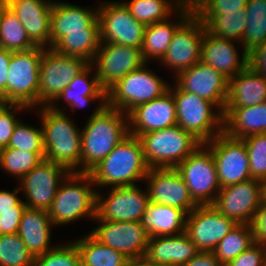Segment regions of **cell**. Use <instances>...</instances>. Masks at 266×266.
I'll list each match as a JSON object with an SVG mask.
<instances>
[{
    "instance_id": "obj_41",
    "label": "cell",
    "mask_w": 266,
    "mask_h": 266,
    "mask_svg": "<svg viewBox=\"0 0 266 266\" xmlns=\"http://www.w3.org/2000/svg\"><path fill=\"white\" fill-rule=\"evenodd\" d=\"M35 259L18 233L0 235V266H35Z\"/></svg>"
},
{
    "instance_id": "obj_8",
    "label": "cell",
    "mask_w": 266,
    "mask_h": 266,
    "mask_svg": "<svg viewBox=\"0 0 266 266\" xmlns=\"http://www.w3.org/2000/svg\"><path fill=\"white\" fill-rule=\"evenodd\" d=\"M43 47L12 51L6 81V104H22L38 108L39 67Z\"/></svg>"
},
{
    "instance_id": "obj_53",
    "label": "cell",
    "mask_w": 266,
    "mask_h": 266,
    "mask_svg": "<svg viewBox=\"0 0 266 266\" xmlns=\"http://www.w3.org/2000/svg\"><path fill=\"white\" fill-rule=\"evenodd\" d=\"M181 266H224L213 252L199 251L186 264Z\"/></svg>"
},
{
    "instance_id": "obj_51",
    "label": "cell",
    "mask_w": 266,
    "mask_h": 266,
    "mask_svg": "<svg viewBox=\"0 0 266 266\" xmlns=\"http://www.w3.org/2000/svg\"><path fill=\"white\" fill-rule=\"evenodd\" d=\"M24 211L0 212V235L18 233Z\"/></svg>"
},
{
    "instance_id": "obj_36",
    "label": "cell",
    "mask_w": 266,
    "mask_h": 266,
    "mask_svg": "<svg viewBox=\"0 0 266 266\" xmlns=\"http://www.w3.org/2000/svg\"><path fill=\"white\" fill-rule=\"evenodd\" d=\"M205 25L208 34L222 39L239 42L243 38L247 19L245 14L220 13V14H195Z\"/></svg>"
},
{
    "instance_id": "obj_5",
    "label": "cell",
    "mask_w": 266,
    "mask_h": 266,
    "mask_svg": "<svg viewBox=\"0 0 266 266\" xmlns=\"http://www.w3.org/2000/svg\"><path fill=\"white\" fill-rule=\"evenodd\" d=\"M169 86L176 102L177 125L202 144L223 132V113L210 101L181 90L175 82ZM218 110V111H217Z\"/></svg>"
},
{
    "instance_id": "obj_32",
    "label": "cell",
    "mask_w": 266,
    "mask_h": 266,
    "mask_svg": "<svg viewBox=\"0 0 266 266\" xmlns=\"http://www.w3.org/2000/svg\"><path fill=\"white\" fill-rule=\"evenodd\" d=\"M187 213L179 208L148 202L141 225L149 237L173 236L185 232Z\"/></svg>"
},
{
    "instance_id": "obj_39",
    "label": "cell",
    "mask_w": 266,
    "mask_h": 266,
    "mask_svg": "<svg viewBox=\"0 0 266 266\" xmlns=\"http://www.w3.org/2000/svg\"><path fill=\"white\" fill-rule=\"evenodd\" d=\"M45 159V152H30L4 147L0 150V170L19 181Z\"/></svg>"
},
{
    "instance_id": "obj_42",
    "label": "cell",
    "mask_w": 266,
    "mask_h": 266,
    "mask_svg": "<svg viewBox=\"0 0 266 266\" xmlns=\"http://www.w3.org/2000/svg\"><path fill=\"white\" fill-rule=\"evenodd\" d=\"M35 266H81L75 242L57 244L44 254L36 256Z\"/></svg>"
},
{
    "instance_id": "obj_1",
    "label": "cell",
    "mask_w": 266,
    "mask_h": 266,
    "mask_svg": "<svg viewBox=\"0 0 266 266\" xmlns=\"http://www.w3.org/2000/svg\"><path fill=\"white\" fill-rule=\"evenodd\" d=\"M128 134V114L98 103L81 128V172L89 173Z\"/></svg>"
},
{
    "instance_id": "obj_33",
    "label": "cell",
    "mask_w": 266,
    "mask_h": 266,
    "mask_svg": "<svg viewBox=\"0 0 266 266\" xmlns=\"http://www.w3.org/2000/svg\"><path fill=\"white\" fill-rule=\"evenodd\" d=\"M100 44V23L97 19L86 28V31L69 32L64 35L52 48L58 53L84 58L92 63Z\"/></svg>"
},
{
    "instance_id": "obj_11",
    "label": "cell",
    "mask_w": 266,
    "mask_h": 266,
    "mask_svg": "<svg viewBox=\"0 0 266 266\" xmlns=\"http://www.w3.org/2000/svg\"><path fill=\"white\" fill-rule=\"evenodd\" d=\"M99 4V5H98ZM101 43L142 48L145 25L138 22L122 1H99Z\"/></svg>"
},
{
    "instance_id": "obj_3",
    "label": "cell",
    "mask_w": 266,
    "mask_h": 266,
    "mask_svg": "<svg viewBox=\"0 0 266 266\" xmlns=\"http://www.w3.org/2000/svg\"><path fill=\"white\" fill-rule=\"evenodd\" d=\"M148 170L140 139L129 133L89 173L97 188H112L144 182Z\"/></svg>"
},
{
    "instance_id": "obj_48",
    "label": "cell",
    "mask_w": 266,
    "mask_h": 266,
    "mask_svg": "<svg viewBox=\"0 0 266 266\" xmlns=\"http://www.w3.org/2000/svg\"><path fill=\"white\" fill-rule=\"evenodd\" d=\"M21 192L19 187H15L13 191L0 189V212L6 211H24L26 205L19 197Z\"/></svg>"
},
{
    "instance_id": "obj_40",
    "label": "cell",
    "mask_w": 266,
    "mask_h": 266,
    "mask_svg": "<svg viewBox=\"0 0 266 266\" xmlns=\"http://www.w3.org/2000/svg\"><path fill=\"white\" fill-rule=\"evenodd\" d=\"M254 244V236L250 224H237L219 242L213 251L216 258L225 265Z\"/></svg>"
},
{
    "instance_id": "obj_22",
    "label": "cell",
    "mask_w": 266,
    "mask_h": 266,
    "mask_svg": "<svg viewBox=\"0 0 266 266\" xmlns=\"http://www.w3.org/2000/svg\"><path fill=\"white\" fill-rule=\"evenodd\" d=\"M129 133L135 136L177 125L176 102L168 90L162 96L137 105L128 113Z\"/></svg>"
},
{
    "instance_id": "obj_44",
    "label": "cell",
    "mask_w": 266,
    "mask_h": 266,
    "mask_svg": "<svg viewBox=\"0 0 266 266\" xmlns=\"http://www.w3.org/2000/svg\"><path fill=\"white\" fill-rule=\"evenodd\" d=\"M31 126L19 121L7 147L30 152H45L43 146V130L39 126Z\"/></svg>"
},
{
    "instance_id": "obj_43",
    "label": "cell",
    "mask_w": 266,
    "mask_h": 266,
    "mask_svg": "<svg viewBox=\"0 0 266 266\" xmlns=\"http://www.w3.org/2000/svg\"><path fill=\"white\" fill-rule=\"evenodd\" d=\"M242 140L248 153L251 178L266 180V133L254 134Z\"/></svg>"
},
{
    "instance_id": "obj_46",
    "label": "cell",
    "mask_w": 266,
    "mask_h": 266,
    "mask_svg": "<svg viewBox=\"0 0 266 266\" xmlns=\"http://www.w3.org/2000/svg\"><path fill=\"white\" fill-rule=\"evenodd\" d=\"M24 110L32 111L22 104L0 103V150L8 146L12 133L20 121L17 113L23 112Z\"/></svg>"
},
{
    "instance_id": "obj_21",
    "label": "cell",
    "mask_w": 266,
    "mask_h": 266,
    "mask_svg": "<svg viewBox=\"0 0 266 266\" xmlns=\"http://www.w3.org/2000/svg\"><path fill=\"white\" fill-rule=\"evenodd\" d=\"M173 80L183 91L212 102L222 113L228 93V78L201 61L180 72Z\"/></svg>"
},
{
    "instance_id": "obj_9",
    "label": "cell",
    "mask_w": 266,
    "mask_h": 266,
    "mask_svg": "<svg viewBox=\"0 0 266 266\" xmlns=\"http://www.w3.org/2000/svg\"><path fill=\"white\" fill-rule=\"evenodd\" d=\"M89 64L84 58L44 48L39 67L38 107L49 106Z\"/></svg>"
},
{
    "instance_id": "obj_16",
    "label": "cell",
    "mask_w": 266,
    "mask_h": 266,
    "mask_svg": "<svg viewBox=\"0 0 266 266\" xmlns=\"http://www.w3.org/2000/svg\"><path fill=\"white\" fill-rule=\"evenodd\" d=\"M237 223L221 214L213 204L198 205L187 214L185 233L198 251L213 252Z\"/></svg>"
},
{
    "instance_id": "obj_25",
    "label": "cell",
    "mask_w": 266,
    "mask_h": 266,
    "mask_svg": "<svg viewBox=\"0 0 266 266\" xmlns=\"http://www.w3.org/2000/svg\"><path fill=\"white\" fill-rule=\"evenodd\" d=\"M61 100L69 110L71 109V112L76 111V108H85L90 102L91 104L97 101L107 103V92L101 87L96 70L91 63L82 72L74 76L68 87L49 106L53 110L62 111L63 106L60 107V103H58Z\"/></svg>"
},
{
    "instance_id": "obj_15",
    "label": "cell",
    "mask_w": 266,
    "mask_h": 266,
    "mask_svg": "<svg viewBox=\"0 0 266 266\" xmlns=\"http://www.w3.org/2000/svg\"><path fill=\"white\" fill-rule=\"evenodd\" d=\"M68 173L64 166L44 159L18 181L19 189L25 195V205L31 209L48 211L60 183Z\"/></svg>"
},
{
    "instance_id": "obj_49",
    "label": "cell",
    "mask_w": 266,
    "mask_h": 266,
    "mask_svg": "<svg viewBox=\"0 0 266 266\" xmlns=\"http://www.w3.org/2000/svg\"><path fill=\"white\" fill-rule=\"evenodd\" d=\"M251 227L254 236V243L266 245V204L263 202L255 212Z\"/></svg>"
},
{
    "instance_id": "obj_28",
    "label": "cell",
    "mask_w": 266,
    "mask_h": 266,
    "mask_svg": "<svg viewBox=\"0 0 266 266\" xmlns=\"http://www.w3.org/2000/svg\"><path fill=\"white\" fill-rule=\"evenodd\" d=\"M193 13V7L188 0L175 14L174 19L156 22L145 27L143 43H142V57L145 62L158 60L160 61L164 54L168 51V47L172 41L176 29ZM176 15V16H175Z\"/></svg>"
},
{
    "instance_id": "obj_31",
    "label": "cell",
    "mask_w": 266,
    "mask_h": 266,
    "mask_svg": "<svg viewBox=\"0 0 266 266\" xmlns=\"http://www.w3.org/2000/svg\"><path fill=\"white\" fill-rule=\"evenodd\" d=\"M223 132L237 139L266 133V101L250 107L225 108Z\"/></svg>"
},
{
    "instance_id": "obj_18",
    "label": "cell",
    "mask_w": 266,
    "mask_h": 266,
    "mask_svg": "<svg viewBox=\"0 0 266 266\" xmlns=\"http://www.w3.org/2000/svg\"><path fill=\"white\" fill-rule=\"evenodd\" d=\"M144 63L141 49L117 43H101L91 64L101 87L107 92L122 77Z\"/></svg>"
},
{
    "instance_id": "obj_2",
    "label": "cell",
    "mask_w": 266,
    "mask_h": 266,
    "mask_svg": "<svg viewBox=\"0 0 266 266\" xmlns=\"http://www.w3.org/2000/svg\"><path fill=\"white\" fill-rule=\"evenodd\" d=\"M43 130L45 159L64 166L69 172H81V129L64 110L50 106L35 108Z\"/></svg>"
},
{
    "instance_id": "obj_54",
    "label": "cell",
    "mask_w": 266,
    "mask_h": 266,
    "mask_svg": "<svg viewBox=\"0 0 266 266\" xmlns=\"http://www.w3.org/2000/svg\"><path fill=\"white\" fill-rule=\"evenodd\" d=\"M124 266H155L150 263L145 257L128 259Z\"/></svg>"
},
{
    "instance_id": "obj_23",
    "label": "cell",
    "mask_w": 266,
    "mask_h": 266,
    "mask_svg": "<svg viewBox=\"0 0 266 266\" xmlns=\"http://www.w3.org/2000/svg\"><path fill=\"white\" fill-rule=\"evenodd\" d=\"M238 43L214 37L205 31L201 45V62L211 66L228 79L235 77L248 66V54L241 45L239 48Z\"/></svg>"
},
{
    "instance_id": "obj_24",
    "label": "cell",
    "mask_w": 266,
    "mask_h": 266,
    "mask_svg": "<svg viewBox=\"0 0 266 266\" xmlns=\"http://www.w3.org/2000/svg\"><path fill=\"white\" fill-rule=\"evenodd\" d=\"M53 0H7V8L17 16L30 40L38 47L50 48Z\"/></svg>"
},
{
    "instance_id": "obj_29",
    "label": "cell",
    "mask_w": 266,
    "mask_h": 266,
    "mask_svg": "<svg viewBox=\"0 0 266 266\" xmlns=\"http://www.w3.org/2000/svg\"><path fill=\"white\" fill-rule=\"evenodd\" d=\"M53 225L48 211L26 207L22 215L18 235L35 256L44 254L56 245H52Z\"/></svg>"
},
{
    "instance_id": "obj_7",
    "label": "cell",
    "mask_w": 266,
    "mask_h": 266,
    "mask_svg": "<svg viewBox=\"0 0 266 266\" xmlns=\"http://www.w3.org/2000/svg\"><path fill=\"white\" fill-rule=\"evenodd\" d=\"M144 63L122 77L107 91V105L128 114L137 105L150 102L169 90L170 84ZM148 67V68H147Z\"/></svg>"
},
{
    "instance_id": "obj_4",
    "label": "cell",
    "mask_w": 266,
    "mask_h": 266,
    "mask_svg": "<svg viewBox=\"0 0 266 266\" xmlns=\"http://www.w3.org/2000/svg\"><path fill=\"white\" fill-rule=\"evenodd\" d=\"M90 173L69 172L60 183L48 214L55 228L96 217L97 189ZM95 189V190H94Z\"/></svg>"
},
{
    "instance_id": "obj_34",
    "label": "cell",
    "mask_w": 266,
    "mask_h": 266,
    "mask_svg": "<svg viewBox=\"0 0 266 266\" xmlns=\"http://www.w3.org/2000/svg\"><path fill=\"white\" fill-rule=\"evenodd\" d=\"M74 242L80 254L81 266H124L128 260L124 254L102 244L90 233Z\"/></svg>"
},
{
    "instance_id": "obj_45",
    "label": "cell",
    "mask_w": 266,
    "mask_h": 266,
    "mask_svg": "<svg viewBox=\"0 0 266 266\" xmlns=\"http://www.w3.org/2000/svg\"><path fill=\"white\" fill-rule=\"evenodd\" d=\"M194 14H220L238 13L245 14L248 0H189Z\"/></svg>"
},
{
    "instance_id": "obj_30",
    "label": "cell",
    "mask_w": 266,
    "mask_h": 266,
    "mask_svg": "<svg viewBox=\"0 0 266 266\" xmlns=\"http://www.w3.org/2000/svg\"><path fill=\"white\" fill-rule=\"evenodd\" d=\"M266 101V79L248 66L228 79L225 108L250 107Z\"/></svg>"
},
{
    "instance_id": "obj_12",
    "label": "cell",
    "mask_w": 266,
    "mask_h": 266,
    "mask_svg": "<svg viewBox=\"0 0 266 266\" xmlns=\"http://www.w3.org/2000/svg\"><path fill=\"white\" fill-rule=\"evenodd\" d=\"M204 23L192 13L174 32L168 51L160 61L162 67L173 70L174 78L201 61Z\"/></svg>"
},
{
    "instance_id": "obj_56",
    "label": "cell",
    "mask_w": 266,
    "mask_h": 266,
    "mask_svg": "<svg viewBox=\"0 0 266 266\" xmlns=\"http://www.w3.org/2000/svg\"><path fill=\"white\" fill-rule=\"evenodd\" d=\"M7 7V1L6 0H0V15L2 11Z\"/></svg>"
},
{
    "instance_id": "obj_13",
    "label": "cell",
    "mask_w": 266,
    "mask_h": 266,
    "mask_svg": "<svg viewBox=\"0 0 266 266\" xmlns=\"http://www.w3.org/2000/svg\"><path fill=\"white\" fill-rule=\"evenodd\" d=\"M204 145L214 157L221 188L252 179L248 153L242 139L222 132Z\"/></svg>"
},
{
    "instance_id": "obj_35",
    "label": "cell",
    "mask_w": 266,
    "mask_h": 266,
    "mask_svg": "<svg viewBox=\"0 0 266 266\" xmlns=\"http://www.w3.org/2000/svg\"><path fill=\"white\" fill-rule=\"evenodd\" d=\"M187 1L188 0H122L133 17L145 26L167 20Z\"/></svg>"
},
{
    "instance_id": "obj_17",
    "label": "cell",
    "mask_w": 266,
    "mask_h": 266,
    "mask_svg": "<svg viewBox=\"0 0 266 266\" xmlns=\"http://www.w3.org/2000/svg\"><path fill=\"white\" fill-rule=\"evenodd\" d=\"M93 221L98 226L89 233L99 242L121 252L128 259L144 257L149 236L141 222L101 220L97 216Z\"/></svg>"
},
{
    "instance_id": "obj_6",
    "label": "cell",
    "mask_w": 266,
    "mask_h": 266,
    "mask_svg": "<svg viewBox=\"0 0 266 266\" xmlns=\"http://www.w3.org/2000/svg\"><path fill=\"white\" fill-rule=\"evenodd\" d=\"M149 168H176L202 143L179 125L138 137Z\"/></svg>"
},
{
    "instance_id": "obj_27",
    "label": "cell",
    "mask_w": 266,
    "mask_h": 266,
    "mask_svg": "<svg viewBox=\"0 0 266 266\" xmlns=\"http://www.w3.org/2000/svg\"><path fill=\"white\" fill-rule=\"evenodd\" d=\"M98 19V7L54 0L51 9L50 48L69 32L86 31Z\"/></svg>"
},
{
    "instance_id": "obj_14",
    "label": "cell",
    "mask_w": 266,
    "mask_h": 266,
    "mask_svg": "<svg viewBox=\"0 0 266 266\" xmlns=\"http://www.w3.org/2000/svg\"><path fill=\"white\" fill-rule=\"evenodd\" d=\"M110 189L106 198L97 190L96 216L101 220L140 222L149 202L147 189L137 184Z\"/></svg>"
},
{
    "instance_id": "obj_10",
    "label": "cell",
    "mask_w": 266,
    "mask_h": 266,
    "mask_svg": "<svg viewBox=\"0 0 266 266\" xmlns=\"http://www.w3.org/2000/svg\"><path fill=\"white\" fill-rule=\"evenodd\" d=\"M176 169L189 188L192 199L198 205L214 203L221 187L214 157L204 144H201Z\"/></svg>"
},
{
    "instance_id": "obj_26",
    "label": "cell",
    "mask_w": 266,
    "mask_h": 266,
    "mask_svg": "<svg viewBox=\"0 0 266 266\" xmlns=\"http://www.w3.org/2000/svg\"><path fill=\"white\" fill-rule=\"evenodd\" d=\"M198 252L195 243L183 232L149 237L144 257L155 266H181Z\"/></svg>"
},
{
    "instance_id": "obj_52",
    "label": "cell",
    "mask_w": 266,
    "mask_h": 266,
    "mask_svg": "<svg viewBox=\"0 0 266 266\" xmlns=\"http://www.w3.org/2000/svg\"><path fill=\"white\" fill-rule=\"evenodd\" d=\"M12 51L0 47V103L6 104V81Z\"/></svg>"
},
{
    "instance_id": "obj_55",
    "label": "cell",
    "mask_w": 266,
    "mask_h": 266,
    "mask_svg": "<svg viewBox=\"0 0 266 266\" xmlns=\"http://www.w3.org/2000/svg\"><path fill=\"white\" fill-rule=\"evenodd\" d=\"M262 186V202L266 204V180L261 181Z\"/></svg>"
},
{
    "instance_id": "obj_20",
    "label": "cell",
    "mask_w": 266,
    "mask_h": 266,
    "mask_svg": "<svg viewBox=\"0 0 266 266\" xmlns=\"http://www.w3.org/2000/svg\"><path fill=\"white\" fill-rule=\"evenodd\" d=\"M262 203L261 181L245 182L222 187L213 206L237 224H251L256 210Z\"/></svg>"
},
{
    "instance_id": "obj_47",
    "label": "cell",
    "mask_w": 266,
    "mask_h": 266,
    "mask_svg": "<svg viewBox=\"0 0 266 266\" xmlns=\"http://www.w3.org/2000/svg\"><path fill=\"white\" fill-rule=\"evenodd\" d=\"M224 266H266V245L254 243Z\"/></svg>"
},
{
    "instance_id": "obj_19",
    "label": "cell",
    "mask_w": 266,
    "mask_h": 266,
    "mask_svg": "<svg viewBox=\"0 0 266 266\" xmlns=\"http://www.w3.org/2000/svg\"><path fill=\"white\" fill-rule=\"evenodd\" d=\"M144 181L152 203L179 208L187 214L198 206L176 168H149Z\"/></svg>"
},
{
    "instance_id": "obj_38",
    "label": "cell",
    "mask_w": 266,
    "mask_h": 266,
    "mask_svg": "<svg viewBox=\"0 0 266 266\" xmlns=\"http://www.w3.org/2000/svg\"><path fill=\"white\" fill-rule=\"evenodd\" d=\"M0 47L10 51H26L37 47L20 20L7 7L0 15Z\"/></svg>"
},
{
    "instance_id": "obj_50",
    "label": "cell",
    "mask_w": 266,
    "mask_h": 266,
    "mask_svg": "<svg viewBox=\"0 0 266 266\" xmlns=\"http://www.w3.org/2000/svg\"><path fill=\"white\" fill-rule=\"evenodd\" d=\"M248 67L266 79V41L248 53Z\"/></svg>"
},
{
    "instance_id": "obj_37",
    "label": "cell",
    "mask_w": 266,
    "mask_h": 266,
    "mask_svg": "<svg viewBox=\"0 0 266 266\" xmlns=\"http://www.w3.org/2000/svg\"><path fill=\"white\" fill-rule=\"evenodd\" d=\"M245 16L247 23L241 46L248 54L266 41V0H248Z\"/></svg>"
}]
</instances>
